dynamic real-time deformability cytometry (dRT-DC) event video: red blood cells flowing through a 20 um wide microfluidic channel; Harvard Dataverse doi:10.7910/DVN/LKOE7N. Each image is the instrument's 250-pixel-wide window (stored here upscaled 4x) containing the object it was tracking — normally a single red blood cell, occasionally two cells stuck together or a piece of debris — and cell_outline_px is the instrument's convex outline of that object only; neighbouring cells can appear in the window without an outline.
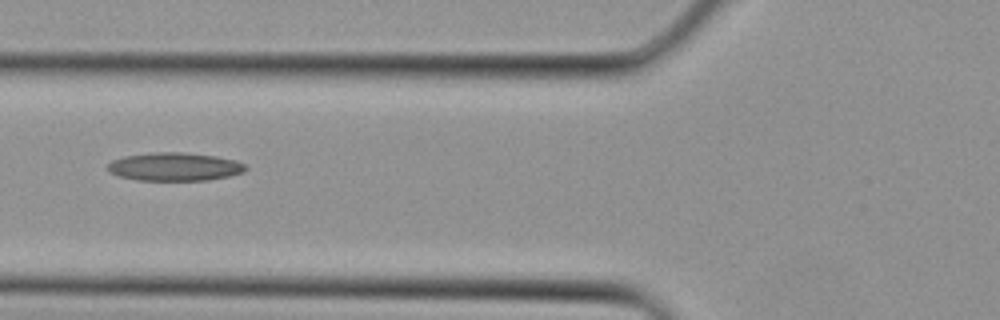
{"species": "Egyptian fruit bat (a non-hibernating species)", "species_latin": "Rousettus aegyptiacus", "temperature_condition": "cold", "stored_images_in_passage": 3, "camera_frame_rate_fps": 3000, "um_per_image_px": 0.085, "animal": {"sex": "female"}, "frame": {"image": 1, "passage_image": 3, "time_ms": 0.667, "image_size_px": [1000, 320], "cell_outline_px": [[248, 168], [244, 172], [228, 176], [208, 180], [140, 180], [120, 176], [108, 172], [108, 164], [112, 160], [124, 156], [152, 152], [184, 152], [216, 156], [236, 160], [244, 164]], "centroid_in_image_um": [14.85, 14.16], "position_along_channel_um": 110.9, "area_um2": 22.72}}